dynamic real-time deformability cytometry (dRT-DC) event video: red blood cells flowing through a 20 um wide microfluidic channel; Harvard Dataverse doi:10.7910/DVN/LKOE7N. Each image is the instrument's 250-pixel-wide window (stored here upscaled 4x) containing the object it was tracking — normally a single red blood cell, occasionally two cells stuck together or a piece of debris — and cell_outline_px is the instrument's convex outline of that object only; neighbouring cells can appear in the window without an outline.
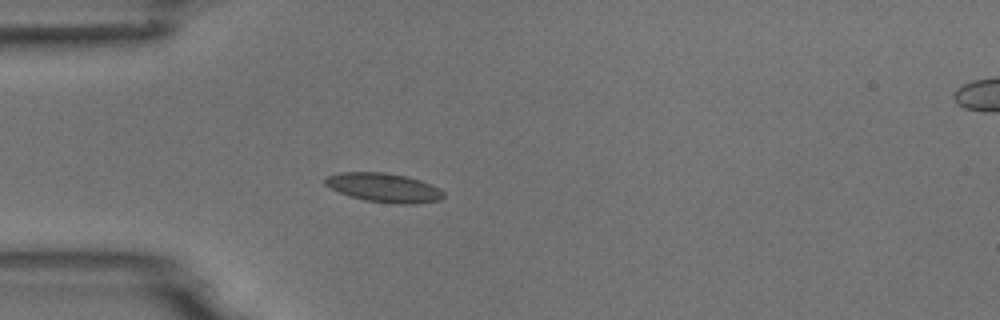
{"species": "common noctule bat (a hibernating species)", "species_latin": "Nyctalus noctula", "temperature_condition": "room temperature", "stored_images_in_passage": 3, "camera_frame_rate_fps": 3000, "um_per_image_px": 0.085, "animal": {"sex": "male", "body_mass_g": 18.8}, "frame": {"image": 1, "passage_image": 2, "time_ms": 1.0, "image_size_px": [1000, 320], "cell_outline_px": [[444, 196], [440, 200], [416, 204], [396, 204], [368, 200], [352, 196], [340, 192], [324, 184], [324, 176], [340, 172], [384, 172], [408, 176], [432, 184], [440, 188], [444, 192]], "centroid_in_image_um": [32.66, 15.94], "position_along_channel_um": 52.3, "area_um2": 20.11}}